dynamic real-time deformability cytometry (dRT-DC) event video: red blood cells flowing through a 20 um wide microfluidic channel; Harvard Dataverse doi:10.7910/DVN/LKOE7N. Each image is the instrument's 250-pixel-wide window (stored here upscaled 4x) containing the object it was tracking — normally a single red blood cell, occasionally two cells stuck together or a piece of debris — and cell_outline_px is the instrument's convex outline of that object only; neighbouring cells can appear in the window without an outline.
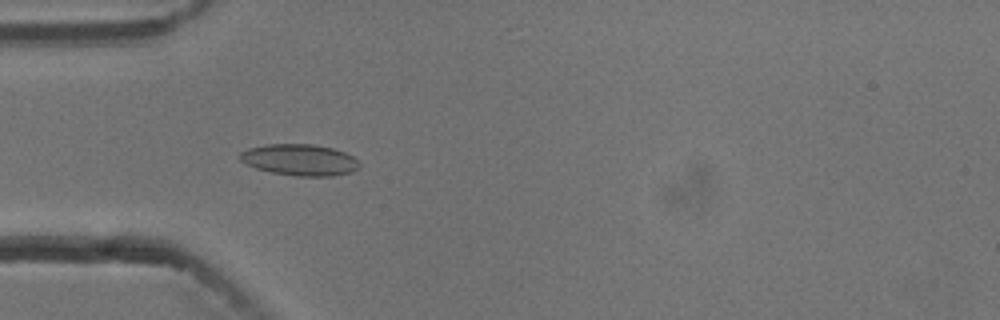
{"species": "common noctule bat (a hibernating species)", "species_latin": "Nyctalus noctula", "temperature_condition": "cold", "stored_images_in_passage": 41, "camera_frame_rate_fps": 3000, "um_per_image_px": 0.085, "animal": {"sex": "male", "body_mass_g": 13.3}, "frame": {"image": 1, "passage_image": 6, "time_ms": 1.667, "image_size_px": [1000, 320], "cell_outline_px": [[360, 168], [352, 172], [332, 176], [296, 176], [272, 172], [256, 168], [240, 160], [236, 156], [240, 152], [248, 148], [264, 144], [312, 144], [332, 148], [344, 152], [352, 156], [360, 164]], "centroid_in_image_um": [25.46, 13.58], "position_along_channel_um": 59.5, "area_um2": 21.91}}
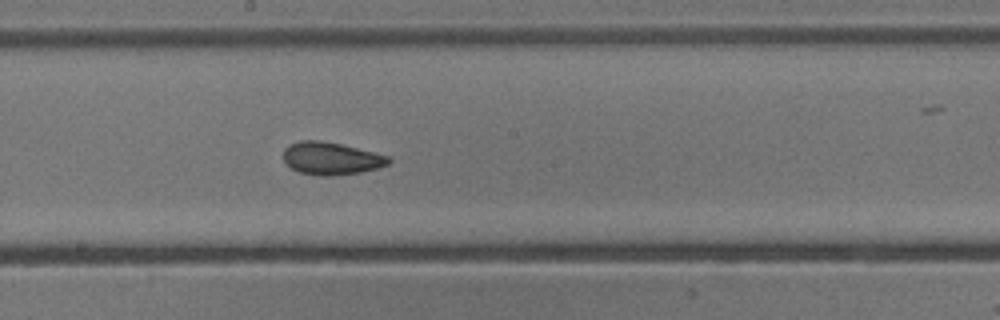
{"frame": {"image": 2, "passage_image": 19, "time_ms": 6.0, "image_size_px": [1000, 320], "cell_outline_px": [[392, 160], [388, 164], [376, 168], [360, 172], [332, 176], [320, 176], [300, 172], [284, 164], [284, 148], [300, 140], [320, 140], [340, 144], [388, 156]], "centroid_in_image_um": [28.11, 13.47], "position_along_channel_um": 220.1, "area_um2": 19.77}}
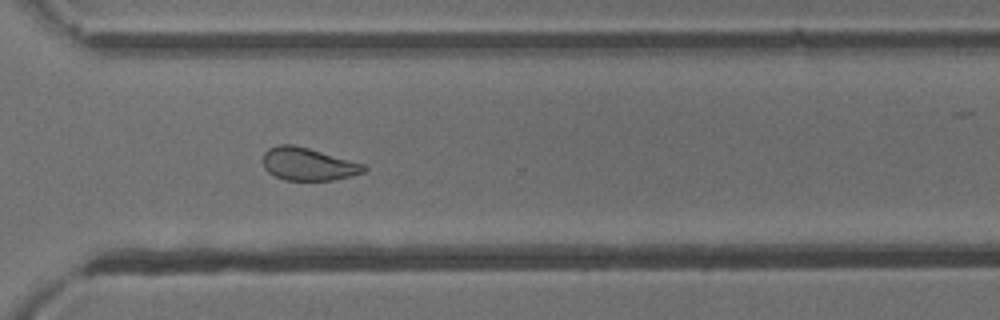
{"frame": {"image": 3, "passage_image": 29, "time_ms": 9.333, "image_size_px": [1000, 320], "cell_outline_px": [[368, 168], [364, 172], [352, 176], [332, 180], [284, 180], [268, 172], [264, 168], [264, 152], [268, 148], [276, 144], [292, 144], [308, 148], [364, 164]], "centroid_in_image_um": [26.18, 13.95], "position_along_channel_um": 344.4, "area_um2": 19.19}, "authors_computed_cell_mechanics": {"area_um2": 20.23, "velocity_mm_per_s": 3.7404, "shape_relaxation_time_tau1_ms": 5.1423, "shape_relaxation_time_tau2_ms": 3.6881, "deformation_change_tau1": 0.1007, "deformation_change_tau2": 0.09}}